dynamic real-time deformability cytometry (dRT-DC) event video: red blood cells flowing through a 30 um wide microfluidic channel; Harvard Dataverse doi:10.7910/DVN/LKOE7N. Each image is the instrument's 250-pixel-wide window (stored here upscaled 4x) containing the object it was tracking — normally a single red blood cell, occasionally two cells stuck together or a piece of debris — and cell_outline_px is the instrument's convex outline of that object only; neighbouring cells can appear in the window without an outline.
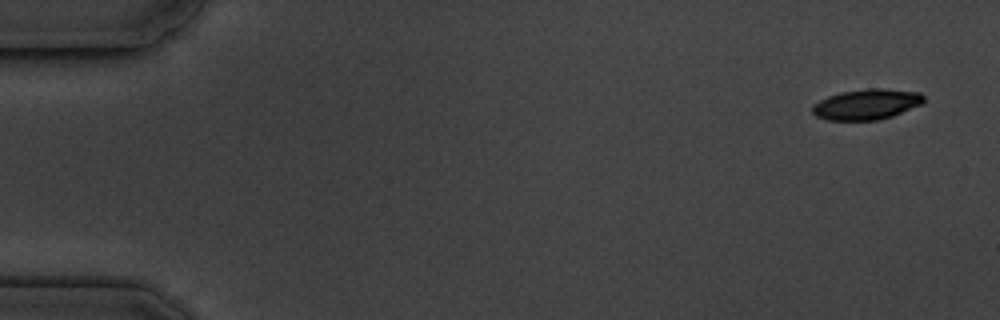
{"species": "common noctule bat (a hibernating species)", "species_latin": "Nyctalus noctula", "temperature_condition": "cold", "stored_images_in_passage": 5, "camera_frame_rate_fps": 3000, "um_per_image_px": 0.085, "animal": {"sex": "male", "body_mass_g": 19.5, "forearm_length_mm": 54.6}, "frame": {"image": 1, "passage_image": 1, "time_ms": 0.0, "image_size_px": [1000, 320], "cell_outline_px": [[924, 104], [892, 116], [876, 120], [828, 120], [816, 116], [812, 112], [812, 104], [828, 96], [840, 92], [868, 88], [880, 88], [920, 92], [924, 96]], "centroid_in_image_um": [73.67, 8.86], "position_along_channel_um": 11.3, "area_um2": 19.94}}
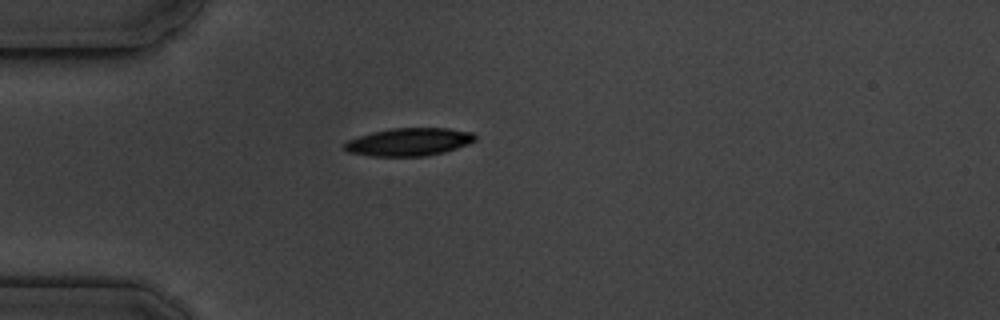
{"frame": {"image": 2, "passage_image": 5, "time_ms": 4.333, "image_size_px": [1000, 320], "cell_outline_px": [[476, 140], [468, 144], [444, 152], [424, 156], [372, 156], [348, 152], [344, 148], [344, 144], [348, 140], [372, 132], [392, 128], [448, 128], [472, 132], [476, 136]], "centroid_in_image_um": [34.78, 12.06], "position_along_channel_um": 50.2, "area_um2": 21.1}}